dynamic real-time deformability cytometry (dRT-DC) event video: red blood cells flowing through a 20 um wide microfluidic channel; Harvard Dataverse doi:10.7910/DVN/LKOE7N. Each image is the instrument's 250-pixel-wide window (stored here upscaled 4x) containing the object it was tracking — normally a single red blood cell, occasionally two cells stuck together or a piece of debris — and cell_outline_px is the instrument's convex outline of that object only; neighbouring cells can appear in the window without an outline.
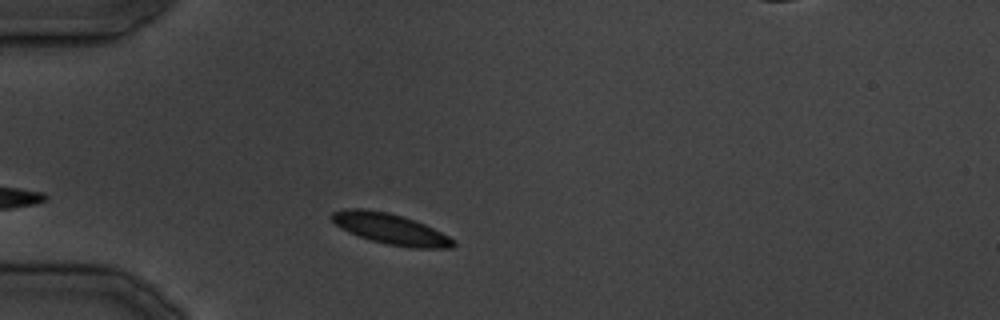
{"species": "common noctule bat (a hibernating species)", "species_latin": "Nyctalus noctula", "temperature_condition": "cold", "stored_images_in_passage": 28, "camera_frame_rate_fps": 3000, "um_per_image_px": 0.085, "animal": {"sex": "male", "body_mass_g": 19.5, "forearm_length_mm": 54.6}, "frame": {"image": 1, "passage_image": 4, "time_ms": 3.333, "image_size_px": [1000, 320], "cell_outline_px": [[456, 244], [452, 248], [416, 248], [388, 244], [372, 240], [348, 232], [340, 228], [328, 216], [332, 212], [344, 208], [364, 208], [388, 212], [404, 216], [424, 224], [456, 240]], "centroid_in_image_um": [33.16, 19.44], "position_along_channel_um": 51.8, "area_um2": 21.79}}
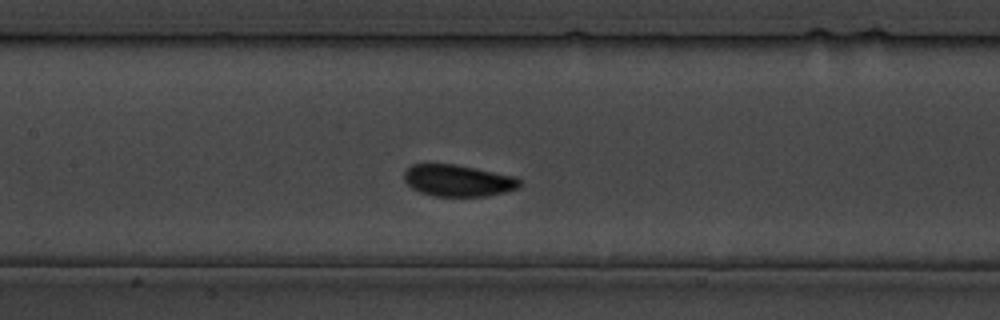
{"frame": {"image": 2, "passage_image": 11, "time_ms": 12.0, "image_size_px": [1000, 320], "cell_outline_px": [[520, 184], [516, 188], [504, 192], [488, 196], [436, 196], [420, 192], [412, 188], [404, 180], [404, 168], [412, 164], [456, 164], [516, 176], [520, 180]], "centroid_in_image_um": [38.9, 15.33], "position_along_channel_um": 168.5, "area_um2": 21.39}}
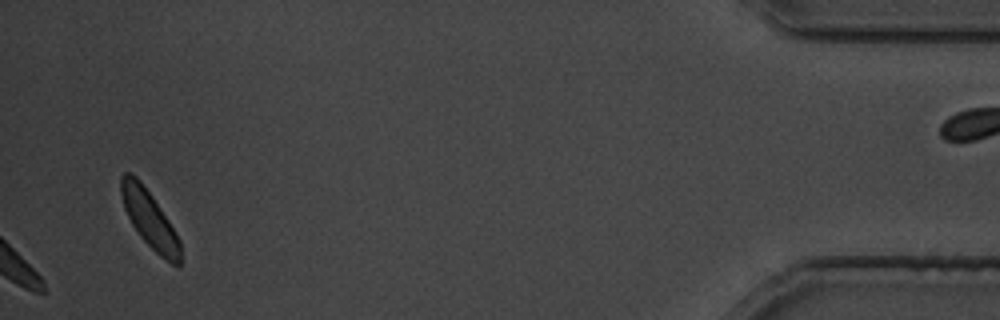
{"frame": {"image": 3, "passage_image": 28, "time_ms": 33.333, "image_size_px": [1000, 320], "cell_outline_px": [[180, 268], [176, 268], [160, 256], [140, 236], [132, 224], [124, 208], [120, 192], [120, 176], [124, 172], [128, 172], [136, 176], [140, 180], [152, 196], [168, 220], [180, 240]], "centroid_in_image_um": [12.7, 18.63], "position_along_channel_um": 422.5, "area_um2": 19.65}}